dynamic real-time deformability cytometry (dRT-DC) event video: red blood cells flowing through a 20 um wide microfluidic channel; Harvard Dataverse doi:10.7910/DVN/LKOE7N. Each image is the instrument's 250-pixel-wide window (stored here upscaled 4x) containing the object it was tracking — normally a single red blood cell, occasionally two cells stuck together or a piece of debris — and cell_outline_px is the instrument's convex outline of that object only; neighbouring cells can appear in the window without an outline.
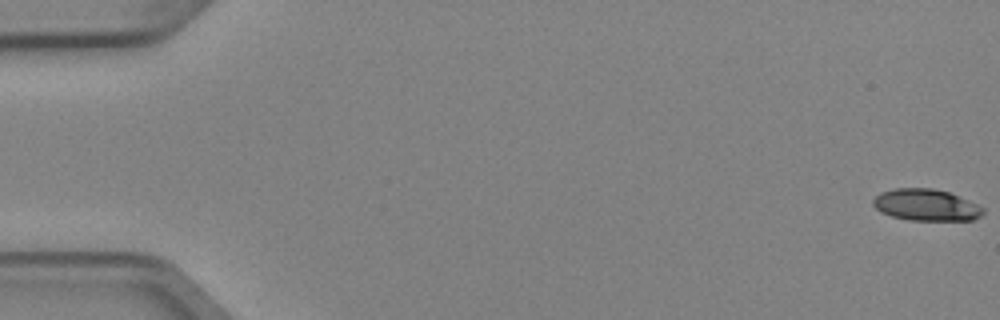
{"species": "Egyptian fruit bat (a non-hibernating species)", "species_latin": "Rousettus aegyptiacus", "temperature_condition": "cold", "stored_images_in_passage": 4, "camera_frame_rate_fps": 3000, "um_per_image_px": 0.085, "animal": {"sex": "female"}, "frame": {"image": 1, "passage_image": 1, "time_ms": 0.0, "image_size_px": [1000, 320], "cell_outline_px": [[984, 212], [980, 216], [972, 220], [908, 220], [892, 216], [880, 212], [872, 204], [872, 200], [880, 192], [896, 188], [932, 188], [948, 192], [968, 200], [984, 208]], "centroid_in_image_um": [78.69, 17.42], "position_along_channel_um": 6.3, "area_um2": 20.23}}